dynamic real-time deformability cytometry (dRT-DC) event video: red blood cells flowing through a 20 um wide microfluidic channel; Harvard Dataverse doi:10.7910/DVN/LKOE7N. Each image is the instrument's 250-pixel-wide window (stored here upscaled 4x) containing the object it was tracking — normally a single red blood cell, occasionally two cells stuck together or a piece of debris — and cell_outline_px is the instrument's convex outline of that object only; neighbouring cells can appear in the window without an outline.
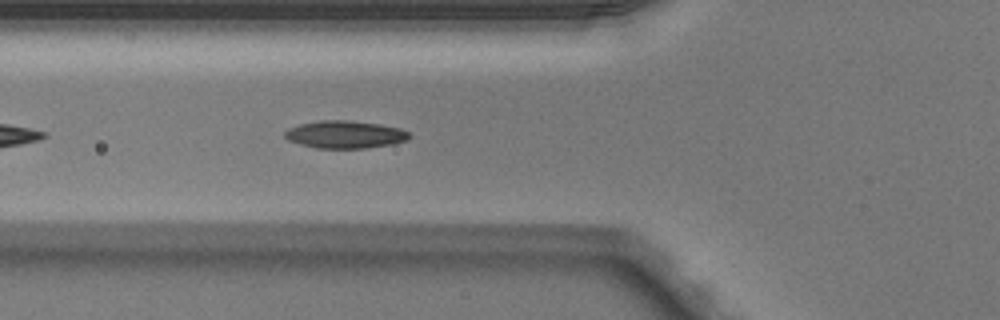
{"species": "Egyptian fruit bat (a non-hibernating species)", "species_latin": "Rousettus aegyptiacus", "temperature_condition": "warm", "stored_images_in_passage": 23, "camera_frame_rate_fps": 3000, "um_per_image_px": 0.085, "animal": {"sex": "male"}, "frame": {"image": 1, "passage_image": 5, "time_ms": 1.333, "image_size_px": [1000, 320], "cell_outline_px": [[412, 136], [408, 140], [392, 144], [368, 148], [316, 148], [300, 144], [288, 140], [284, 136], [284, 132], [288, 128], [300, 124], [320, 120], [344, 120], [380, 124], [400, 128], [408, 132]], "centroid_in_image_um": [29.33, 11.43], "position_along_channel_um": 96.5, "area_um2": 20.06}}
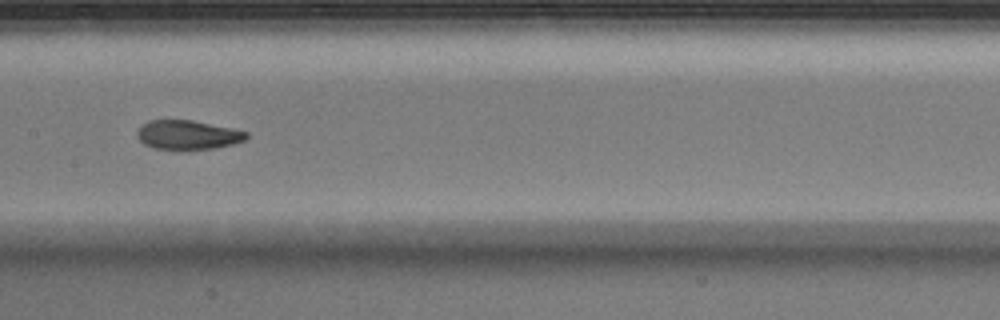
{"frame": {"image": 2, "passage_image": 12, "time_ms": 3.667, "image_size_px": [1000, 320], "cell_outline_px": [[248, 136], [244, 140], [232, 144], [216, 148], [152, 148], [144, 144], [136, 136], [136, 132], [148, 120], [192, 120], [232, 128], [248, 132]], "centroid_in_image_um": [15.95, 11.44], "position_along_channel_um": 191.4, "area_um2": 18.21}}
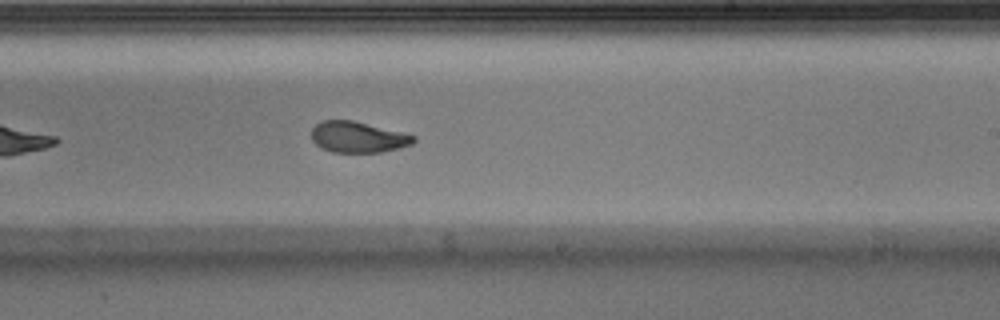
{"frame": {"image": 3, "passage_image": 17, "time_ms": 5.333, "image_size_px": [1000, 320], "cell_outline_px": [[416, 140], [412, 144], [400, 148], [380, 152], [332, 152], [320, 148], [312, 140], [312, 128], [320, 120], [352, 120], [416, 136]], "centroid_in_image_um": [30.4, 11.65], "position_along_channel_um": 258.6, "area_um2": 18.38}}